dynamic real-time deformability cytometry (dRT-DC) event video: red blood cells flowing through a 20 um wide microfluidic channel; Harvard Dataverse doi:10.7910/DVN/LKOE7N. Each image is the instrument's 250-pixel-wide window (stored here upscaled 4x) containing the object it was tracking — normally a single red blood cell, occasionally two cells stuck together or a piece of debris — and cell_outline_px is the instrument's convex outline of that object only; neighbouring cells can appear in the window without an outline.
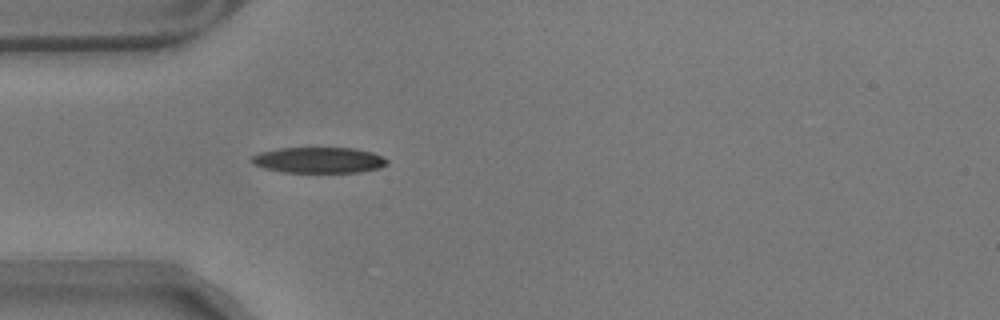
{"species": "common noctule bat (a hibernating species)", "species_latin": "Nyctalus noctula", "temperature_condition": "warm", "stored_images_in_passage": 41, "camera_frame_rate_fps": 3000, "um_per_image_px": 0.085, "animal": {"sex": "male", "body_mass_g": 17.9}, "frame": {"image": 1, "passage_image": 1, "time_ms": 0.0, "image_size_px": [1000, 320], "cell_outline_px": [[388, 164], [380, 168], [360, 172], [284, 172], [264, 168], [252, 164], [252, 156], [260, 152], [280, 148], [352, 148], [372, 152], [388, 160]], "centroid_in_image_um": [27.1, 13.61], "position_along_channel_um": 57.9, "area_um2": 20.29}}
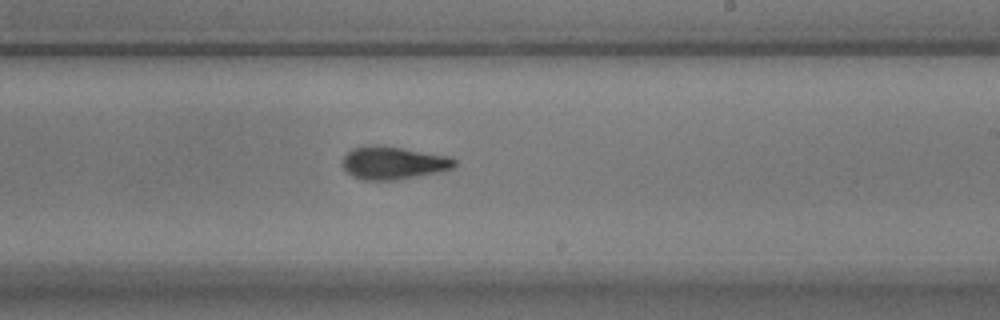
{"frame": {"image": 2, "passage_image": 18, "time_ms": 5.667, "image_size_px": [1000, 320], "cell_outline_px": [[456, 164], [452, 168], [436, 172], [396, 180], [364, 180], [352, 176], [344, 168], [344, 156], [352, 148], [376, 144], [384, 144], [448, 156], [456, 160]], "centroid_in_image_um": [33.42, 13.82], "position_along_channel_um": 255.6, "area_um2": 21.39}}
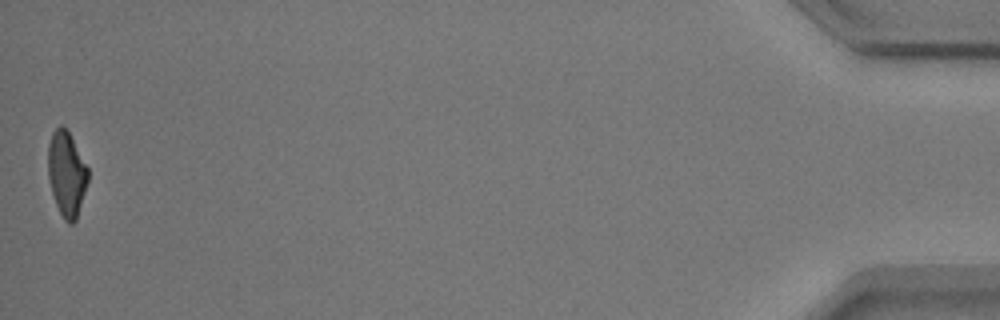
{"frame": {"image": 3, "passage_image": 41, "time_ms": 13.333, "image_size_px": [1000, 320], "cell_outline_px": [[88, 180], [76, 220], [72, 224], [68, 224], [64, 220], [56, 204], [52, 192], [48, 176], [48, 144], [52, 132], [60, 124], [68, 132], [88, 168]], "centroid_in_image_um": [5.65, 14.79], "position_along_channel_um": 429.6, "area_um2": 19.48}, "authors_computed_cell_mechanics": {"area_um2": 21.1548, "velocity_mm_per_s": 3.5283, "shape_relaxation_time_tau1_ms": 3.1458, "shape_relaxation_time_tau2_ms": 2.4092, "deformation_change_tau1": 0.1586, "deformation_change_tau2": 0.1043}}